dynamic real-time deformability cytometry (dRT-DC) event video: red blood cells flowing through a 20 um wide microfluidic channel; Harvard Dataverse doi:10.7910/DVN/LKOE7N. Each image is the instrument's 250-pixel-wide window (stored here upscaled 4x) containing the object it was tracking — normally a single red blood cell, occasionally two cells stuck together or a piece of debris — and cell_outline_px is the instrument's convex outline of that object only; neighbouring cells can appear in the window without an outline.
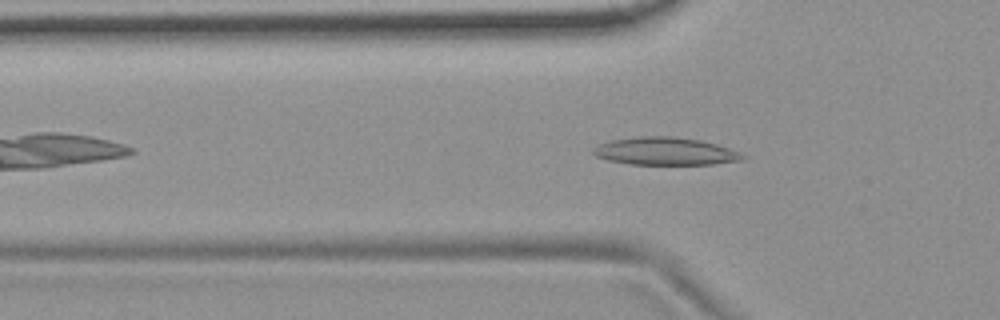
{"species": "common noctule bat (a hibernating species)", "species_latin": "Nyctalus noctula", "temperature_condition": "room temperature", "stored_images_in_passage": 47, "camera_frame_rate_fps": 3000, "um_per_image_px": 0.085, "animal": {"sex": "female", "body_mass_g": 19.9}, "frame": {"image": 1, "passage_image": 10, "time_ms": 3.0, "image_size_px": [1000, 320], "cell_outline_px": [[748, 156], [740, 160], [712, 164], [628, 164], [608, 160], [596, 156], [592, 152], [592, 148], [600, 144], [612, 140], [640, 136], [672, 136], [700, 140], [716, 144], [728, 148]], "centroid_in_image_um": [56.52, 12.85], "position_along_channel_um": 69.3, "area_um2": 23.93}}
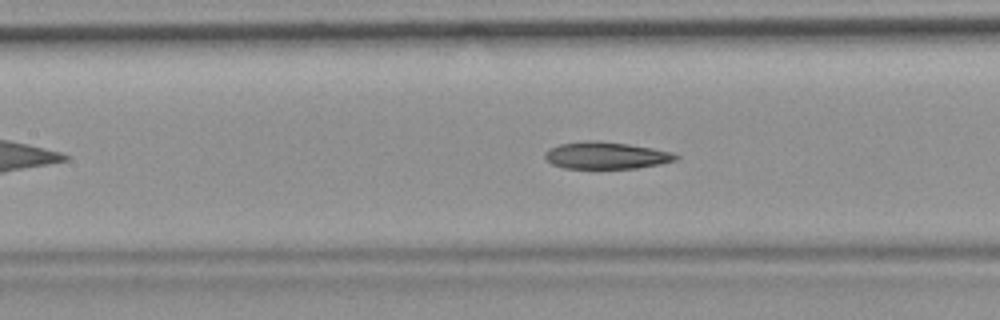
{"frame": {"image": 2, "passage_image": 17, "time_ms": 5.333, "image_size_px": [1000, 320], "cell_outline_px": [[680, 156], [676, 160], [660, 164], [636, 168], [564, 168], [552, 164], [544, 156], [544, 152], [548, 148], [560, 144], [584, 140], [596, 140], [628, 144], [652, 148], [672, 152]], "centroid_in_image_um": [51.5, 13.2], "position_along_channel_um": 155.9, "area_um2": 20.63}}
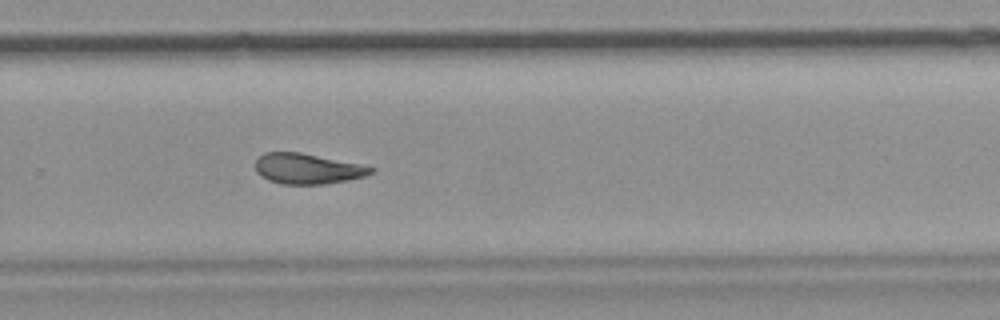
{"frame": {"image": 3, "passage_image": 29, "time_ms": 9.333, "image_size_px": [1000, 320], "cell_outline_px": [[376, 168], [372, 172], [364, 176], [348, 180], [324, 184], [280, 184], [268, 180], [260, 176], [256, 172], [256, 160], [264, 152], [300, 152], [360, 164]], "centroid_in_image_um": [26.11, 14.34], "position_along_channel_um": 303.7, "area_um2": 20.46}, "authors_computed_cell_mechanics": {"area_um2": 21.386, "velocity_mm_per_s": 3.7104, "shape_relaxation_time_tau1_ms": null, "shape_relaxation_time_tau2_ms": 4.5141, "deformation_change_tau1": null, "deformation_change_tau2": 0.109}}